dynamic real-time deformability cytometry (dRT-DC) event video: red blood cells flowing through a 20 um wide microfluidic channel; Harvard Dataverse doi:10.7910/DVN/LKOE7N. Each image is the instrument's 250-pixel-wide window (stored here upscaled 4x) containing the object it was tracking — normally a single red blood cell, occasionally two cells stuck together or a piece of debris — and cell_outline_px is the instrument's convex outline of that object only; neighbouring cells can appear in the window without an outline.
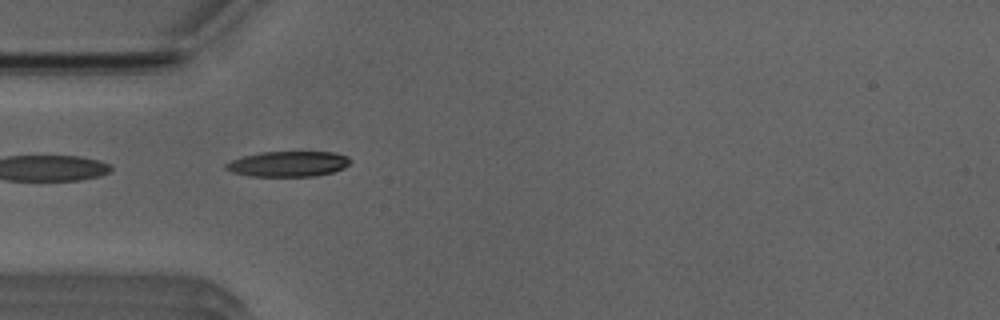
{"species": "Egyptian fruit bat (a non-hibernating species)", "species_latin": "Rousettus aegyptiacus", "temperature_condition": "room temperature", "stored_images_in_passage": 37, "camera_frame_rate_fps": 3000, "um_per_image_px": 0.085, "animal": {"sex": "male"}, "frame": {"image": 1, "passage_image": 1, "time_ms": 0.0, "image_size_px": [1000, 320], "cell_outline_px": [[352, 160], [344, 168], [332, 172], [312, 176], [248, 176], [232, 172], [224, 168], [224, 164], [232, 160], [244, 156], [260, 152], [332, 152], [348, 156]], "centroid_in_image_um": [24.48, 13.93], "position_along_channel_um": 60.5, "area_um2": 18.38}}
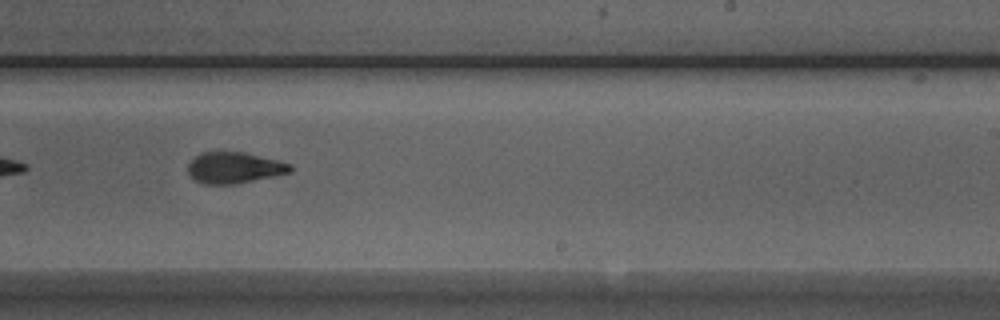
{"frame": {"image": 2, "passage_image": 17, "time_ms": 5.333, "image_size_px": [1000, 320], "cell_outline_px": [[292, 172], [236, 184], [204, 184], [192, 180], [188, 172], [188, 164], [196, 156], [204, 152], [244, 152], [280, 160], [292, 164]], "centroid_in_image_um": [19.93, 14.26], "position_along_channel_um": 269.1, "area_um2": 18.73}}
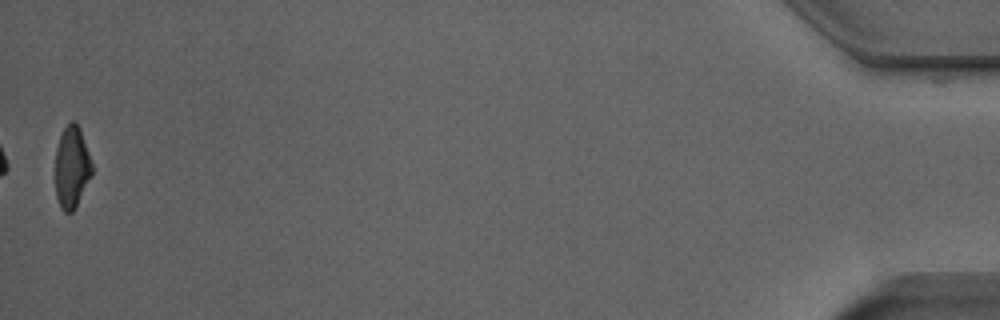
{"frame": {"image": 3, "passage_image": 37, "time_ms": 12.0, "image_size_px": [1000, 320], "cell_outline_px": [[92, 176], [72, 212], [64, 212], [60, 208], [56, 196], [56, 148], [60, 136], [64, 128], [72, 120], [76, 120], [80, 128], [92, 164]], "centroid_in_image_um": [6.1, 14.2], "position_along_channel_um": 429.1, "area_um2": 17.4}, "authors_computed_cell_mechanics": {"area_um2": 18.8428, "velocity_mm_per_s": 3.9416, "shape_relaxation_time_tau1_ms": 3.6291, "shape_relaxation_time_tau2_ms": 2.5535, "deformation_change_tau1": 0.1645, "deformation_change_tau2": 0.1077}}